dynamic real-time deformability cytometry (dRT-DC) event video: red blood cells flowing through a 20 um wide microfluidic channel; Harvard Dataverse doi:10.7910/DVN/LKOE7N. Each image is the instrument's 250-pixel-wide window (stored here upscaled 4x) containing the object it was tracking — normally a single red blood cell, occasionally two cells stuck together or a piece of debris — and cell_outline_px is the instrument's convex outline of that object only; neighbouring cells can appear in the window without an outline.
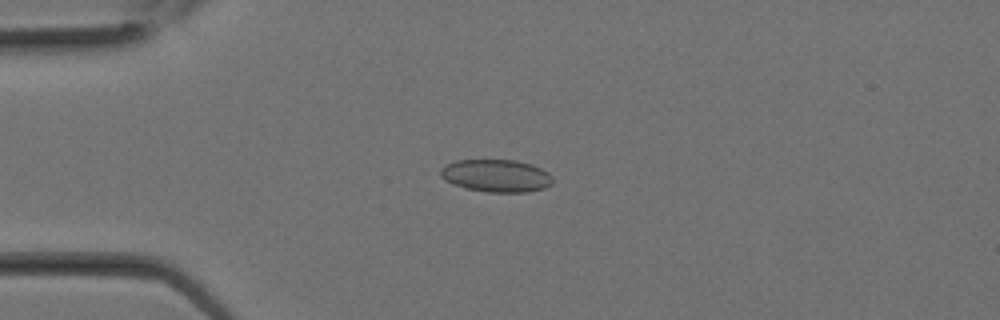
{"species": "Egyptian fruit bat (a non-hibernating species)", "species_latin": "Rousettus aegyptiacus", "temperature_condition": "room temperature", "stored_images_in_passage": 6, "camera_frame_rate_fps": 3000, "um_per_image_px": 0.085, "animal": {"sex": "female"}, "frame": {"image": 1, "passage_image": 3, "time_ms": 0.667, "image_size_px": [1000, 320], "cell_outline_px": [[552, 184], [544, 188], [528, 192], [488, 192], [464, 188], [452, 184], [444, 180], [440, 176], [440, 168], [444, 164], [456, 160], [516, 160], [532, 164], [548, 172], [552, 176]], "centroid_in_image_um": [42.15, 14.93], "position_along_channel_um": 42.9, "area_um2": 21.56}}
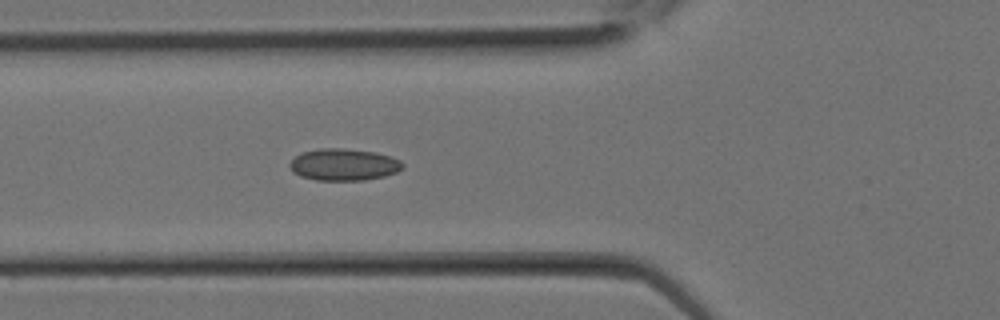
{"frame": {"image": 2, "passage_image": 6, "time_ms": 1.667, "image_size_px": [1000, 320], "cell_outline_px": [[404, 168], [396, 172], [384, 176], [364, 180], [316, 180], [300, 176], [292, 172], [288, 164], [300, 152], [320, 148], [344, 148], [376, 152], [392, 156], [400, 160], [404, 164]], "centroid_in_image_um": [29.22, 13.98], "position_along_channel_um": 96.6, "area_um2": 21.21}}